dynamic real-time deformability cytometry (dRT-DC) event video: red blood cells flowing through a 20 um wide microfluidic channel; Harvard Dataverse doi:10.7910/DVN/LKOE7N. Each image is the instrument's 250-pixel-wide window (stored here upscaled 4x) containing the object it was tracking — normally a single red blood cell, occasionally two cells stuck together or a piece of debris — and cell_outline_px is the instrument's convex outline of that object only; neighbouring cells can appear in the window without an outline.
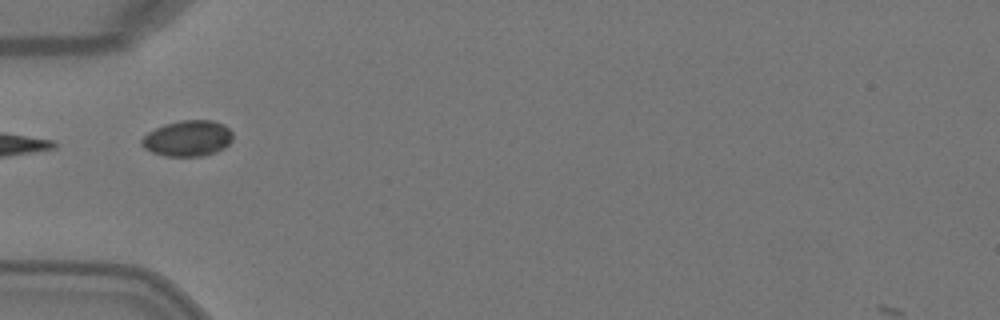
{"species": "Egyptian fruit bat (a non-hibernating species)", "species_latin": "Rousettus aegyptiacus", "temperature_condition": "warm", "stored_images_in_passage": 2, "camera_frame_rate_fps": 3000, "um_per_image_px": 0.085, "animal": {"sex": "female"}, "frame": {"image": 1, "passage_image": 2, "time_ms": 0.333, "image_size_px": [1000, 320], "cell_outline_px": [[232, 140], [224, 148], [216, 152], [200, 156], [164, 156], [152, 152], [144, 148], [140, 144], [140, 140], [148, 132], [164, 124], [180, 120], [212, 120], [224, 124], [232, 132]], "centroid_in_image_um": [15.95, 11.76], "position_along_channel_um": 69.1, "area_um2": 19.13}}